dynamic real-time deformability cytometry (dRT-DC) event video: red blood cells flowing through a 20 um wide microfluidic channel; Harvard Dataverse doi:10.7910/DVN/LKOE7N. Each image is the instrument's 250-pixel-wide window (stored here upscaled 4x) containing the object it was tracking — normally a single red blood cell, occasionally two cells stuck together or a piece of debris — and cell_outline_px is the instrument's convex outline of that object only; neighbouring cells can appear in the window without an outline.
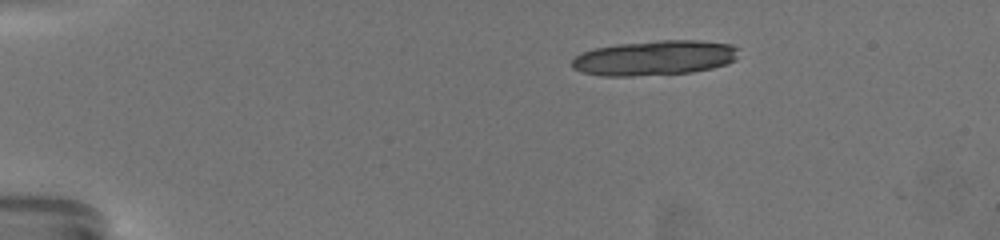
{"species": "common noctule bat (a hibernating species)", "species_latin": "Nyctalus noctula", "temperature_condition": "warm", "stored_images_in_passage": 2, "camera_frame_rate_fps": 3000, "um_per_image_px": 0.085, "animal": {"sex": "female", "body_mass_g": 19.5, "forearm_length_mm": 54.1}, "frame": {"image": 1, "passage_image": 1, "time_ms": 0.0, "image_size_px": [1000, 240], "cell_outline_px": [[740, 48], [736, 60], [728, 64], [712, 68], [692, 72], [632, 76], [604, 76], [580, 72], [572, 68], [572, 60], [576, 56], [592, 48], [616, 44], [660, 40], [696, 40], [732, 44]], "centroid_in_image_um": [55.67, 4.92], "position_along_channel_um": 29.3, "area_um2": 34.22}}